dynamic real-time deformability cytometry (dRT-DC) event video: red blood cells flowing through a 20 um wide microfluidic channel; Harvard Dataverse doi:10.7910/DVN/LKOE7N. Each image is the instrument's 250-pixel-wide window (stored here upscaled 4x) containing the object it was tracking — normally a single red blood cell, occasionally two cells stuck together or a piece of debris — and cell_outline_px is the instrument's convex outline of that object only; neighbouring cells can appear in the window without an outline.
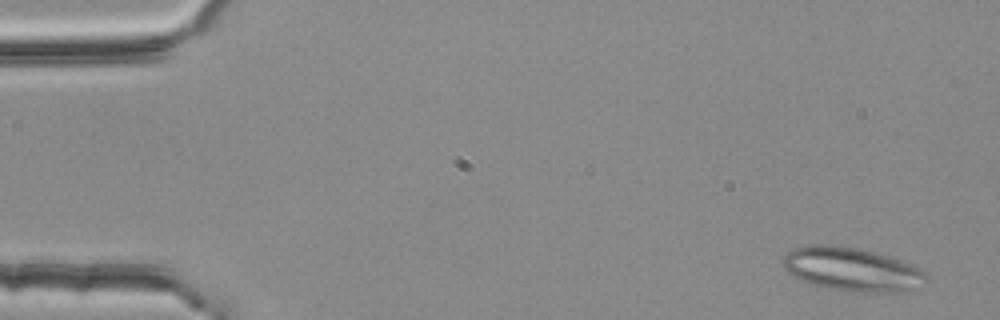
{"species": "common noctule bat (a hibernating species)", "species_latin": "Nyctalus noctula", "temperature_condition": "room temperature", "stored_images_in_passage": 15, "camera_frame_rate_fps": 3000, "um_per_image_px": 0.085, "animal": {"sex": "female", "body_mass_g": 25.1}, "frame": {"image": 1, "passage_image": 3, "time_ms": 0.667, "image_size_px": [1000, 320], "cell_outline_px": [[924, 276], [908, 292], [856, 292], [828, 288], [812, 284], [800, 280], [788, 272], [784, 268], [784, 256], [788, 252], [796, 248], [812, 244], [820, 244], [856, 248], [888, 256], [912, 264], [924, 272]], "centroid_in_image_um": [72.34, 22.89], "position_along_channel_um": 12.7, "area_um2": 35.55}}